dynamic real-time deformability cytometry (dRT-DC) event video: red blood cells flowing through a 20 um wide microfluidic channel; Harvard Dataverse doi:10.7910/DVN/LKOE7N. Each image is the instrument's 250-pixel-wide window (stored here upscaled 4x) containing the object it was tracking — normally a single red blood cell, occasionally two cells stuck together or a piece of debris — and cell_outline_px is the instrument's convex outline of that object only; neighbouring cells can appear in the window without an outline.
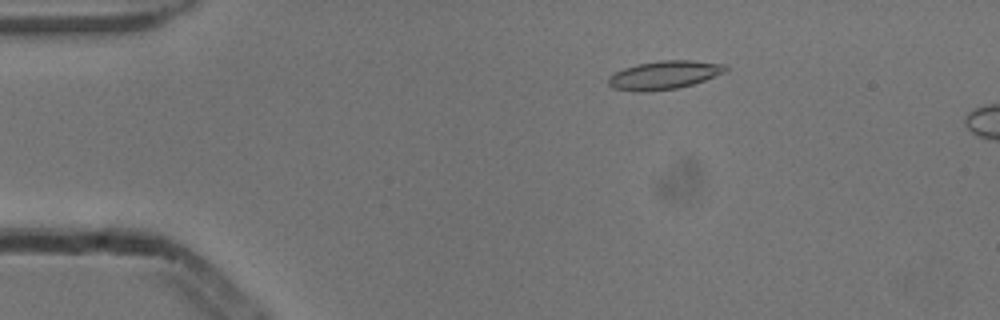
{"species": "common noctule bat (a hibernating species)", "species_latin": "Nyctalus noctula", "temperature_condition": "cold", "stored_images_in_passage": 6, "camera_frame_rate_fps": 3000, "um_per_image_px": 0.085, "animal": {"sex": "male", "body_mass_g": 13.3}, "frame": {"image": 1, "passage_image": 3, "time_ms": 0.667, "image_size_px": [1000, 320], "cell_outline_px": [[728, 68], [724, 72], [704, 80], [692, 84], [676, 88], [648, 92], [640, 92], [612, 88], [608, 84], [608, 76], [612, 72], [636, 64], [660, 60], [692, 60], [728, 64]], "centroid_in_image_um": [56.42, 6.37], "position_along_channel_um": 28.6, "area_um2": 19.59}}
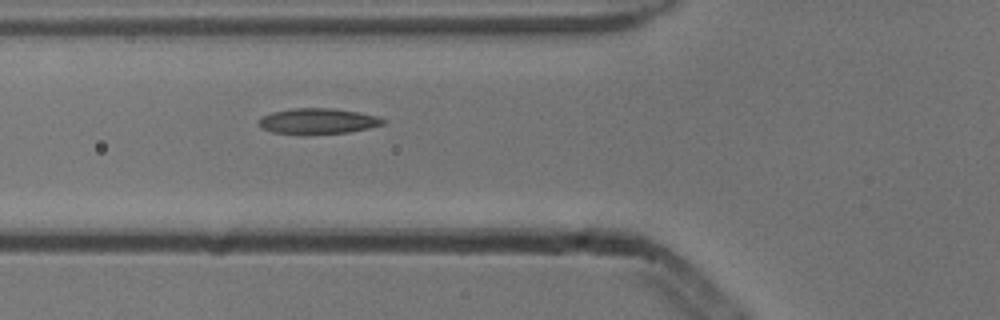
{"frame": {"image": 2, "passage_image": 6, "time_ms": 1.667, "image_size_px": [1000, 320], "cell_outline_px": [[384, 124], [368, 128], [348, 132], [304, 136], [272, 132], [260, 128], [256, 120], [260, 116], [272, 112], [292, 108], [332, 108], [360, 112], [376, 116], [384, 120]], "centroid_in_image_um": [26.92, 10.32], "position_along_channel_um": 98.9, "area_um2": 19.13}}